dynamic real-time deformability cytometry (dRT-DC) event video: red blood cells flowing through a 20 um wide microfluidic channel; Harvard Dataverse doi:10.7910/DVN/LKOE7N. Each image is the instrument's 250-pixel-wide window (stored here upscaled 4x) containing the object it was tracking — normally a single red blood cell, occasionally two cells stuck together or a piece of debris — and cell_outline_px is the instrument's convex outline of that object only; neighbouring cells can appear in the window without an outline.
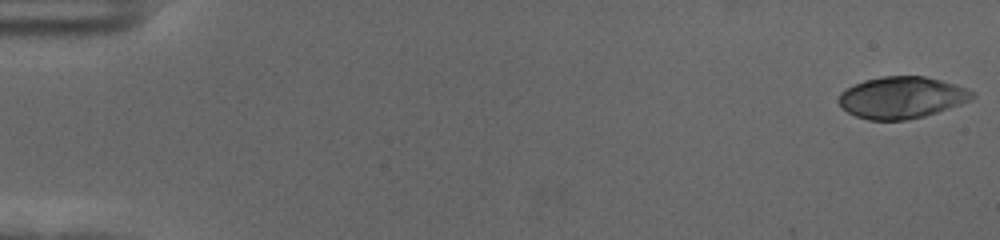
{"species": "human", "species_latin": "Homo sapiens", "temperature_condition": "cold", "stored_images_in_passage": 57, "camera_frame_rate_fps": 3000, "um_per_image_px": 0.085, "donor": {"sex": "female"}, "frame": {"image": 1, "passage_image": 1, "time_ms": 0.0, "image_size_px": [1000, 240], "cell_outline_px": [[976, 96], [960, 104], [924, 116], [908, 120], [868, 120], [856, 116], [848, 112], [836, 100], [840, 92], [864, 80], [884, 76], [924, 76], [956, 84], [968, 88], [976, 92]], "centroid_in_image_um": [76.65, 8.29], "position_along_channel_um": 8.3, "area_um2": 32.43}}
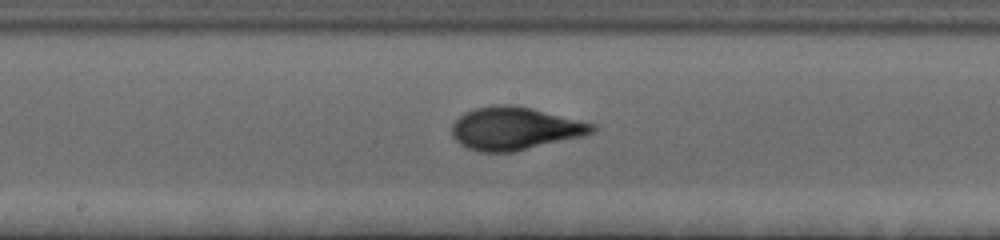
{"frame": {"image": 2, "passage_image": 31, "time_ms": 10.0, "image_size_px": [1000, 240], "cell_outline_px": [[596, 132], [584, 136], [516, 152], [480, 152], [468, 148], [460, 144], [452, 136], [452, 124], [464, 112], [476, 108], [496, 104], [508, 104], [532, 108], [596, 124]], "centroid_in_image_um": [43.79, 10.93], "position_along_channel_um": 204.4, "area_um2": 35.32}}
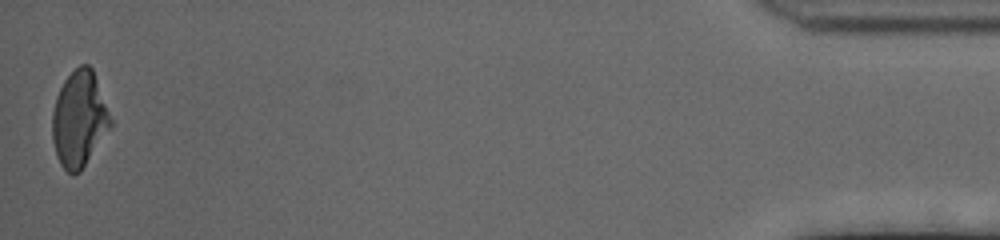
{"frame": {"image": 3, "passage_image": 57, "time_ms": 18.667, "image_size_px": [1000, 240], "cell_outline_px": [[112, 128], [80, 172], [72, 176], [60, 164], [56, 156], [52, 140], [52, 112], [56, 96], [64, 80], [80, 64], [88, 64], [92, 68], [112, 120]], "centroid_in_image_um": [6.73, 10.16], "position_along_channel_um": 428.5, "area_um2": 32.77}, "authors_computed_cell_mechanics": {"area_um2": 33.0616, "velocity_mm_per_s": 3.5538, "shape_relaxation_time_tau1_ms": 3.8566, "shape_relaxation_time_tau2_ms": null, "deformation_change_tau1": 0.1774, "deformation_change_tau2": null}}